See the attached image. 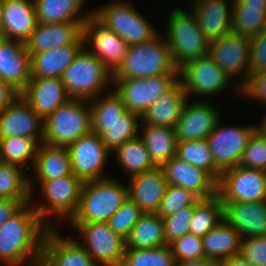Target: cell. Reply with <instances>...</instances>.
<instances>
[{"label":"cell","mask_w":266,"mask_h":266,"mask_svg":"<svg viewBox=\"0 0 266 266\" xmlns=\"http://www.w3.org/2000/svg\"><path fill=\"white\" fill-rule=\"evenodd\" d=\"M48 229L33 204H25L0 227V264L38 266Z\"/></svg>","instance_id":"1"},{"label":"cell","mask_w":266,"mask_h":266,"mask_svg":"<svg viewBox=\"0 0 266 266\" xmlns=\"http://www.w3.org/2000/svg\"><path fill=\"white\" fill-rule=\"evenodd\" d=\"M90 101L91 130L101 136L110 152L139 136L141 117L127 111L113 88Z\"/></svg>","instance_id":"2"},{"label":"cell","mask_w":266,"mask_h":266,"mask_svg":"<svg viewBox=\"0 0 266 266\" xmlns=\"http://www.w3.org/2000/svg\"><path fill=\"white\" fill-rule=\"evenodd\" d=\"M115 177L83 182L75 215L68 223L108 222L128 199V185Z\"/></svg>","instance_id":"3"},{"label":"cell","mask_w":266,"mask_h":266,"mask_svg":"<svg viewBox=\"0 0 266 266\" xmlns=\"http://www.w3.org/2000/svg\"><path fill=\"white\" fill-rule=\"evenodd\" d=\"M168 18L165 39L172 62L178 70L187 62L209 55L210 42L202 33L192 11L176 7Z\"/></svg>","instance_id":"4"},{"label":"cell","mask_w":266,"mask_h":266,"mask_svg":"<svg viewBox=\"0 0 266 266\" xmlns=\"http://www.w3.org/2000/svg\"><path fill=\"white\" fill-rule=\"evenodd\" d=\"M72 99L93 100L113 86V74L96 56L84 47L61 76ZM110 86V87H108Z\"/></svg>","instance_id":"5"},{"label":"cell","mask_w":266,"mask_h":266,"mask_svg":"<svg viewBox=\"0 0 266 266\" xmlns=\"http://www.w3.org/2000/svg\"><path fill=\"white\" fill-rule=\"evenodd\" d=\"M160 35L144 43L130 45L122 64L113 73V80L179 74L172 62L166 39Z\"/></svg>","instance_id":"6"},{"label":"cell","mask_w":266,"mask_h":266,"mask_svg":"<svg viewBox=\"0 0 266 266\" xmlns=\"http://www.w3.org/2000/svg\"><path fill=\"white\" fill-rule=\"evenodd\" d=\"M91 131L90 101L70 98L44 120L42 142L68 148Z\"/></svg>","instance_id":"7"},{"label":"cell","mask_w":266,"mask_h":266,"mask_svg":"<svg viewBox=\"0 0 266 266\" xmlns=\"http://www.w3.org/2000/svg\"><path fill=\"white\" fill-rule=\"evenodd\" d=\"M36 182H39L41 196L45 199L44 202L39 203L38 201H31L40 219L49 228L56 227L51 221L55 217L59 223L60 221H66L68 224L78 209L83 182L74 174ZM48 217H51V219H48Z\"/></svg>","instance_id":"8"},{"label":"cell","mask_w":266,"mask_h":266,"mask_svg":"<svg viewBox=\"0 0 266 266\" xmlns=\"http://www.w3.org/2000/svg\"><path fill=\"white\" fill-rule=\"evenodd\" d=\"M106 27L116 33L129 46L138 45L156 37L159 32L125 0H112L106 5L91 10Z\"/></svg>","instance_id":"9"},{"label":"cell","mask_w":266,"mask_h":266,"mask_svg":"<svg viewBox=\"0 0 266 266\" xmlns=\"http://www.w3.org/2000/svg\"><path fill=\"white\" fill-rule=\"evenodd\" d=\"M79 232L77 242L93 262L105 266H120L125 253V239L116 234L108 222L69 223ZM80 240V241H79Z\"/></svg>","instance_id":"10"},{"label":"cell","mask_w":266,"mask_h":266,"mask_svg":"<svg viewBox=\"0 0 266 266\" xmlns=\"http://www.w3.org/2000/svg\"><path fill=\"white\" fill-rule=\"evenodd\" d=\"M250 39L228 33L210 43L209 56L236 82V91L241 95V88L250 77Z\"/></svg>","instance_id":"11"},{"label":"cell","mask_w":266,"mask_h":266,"mask_svg":"<svg viewBox=\"0 0 266 266\" xmlns=\"http://www.w3.org/2000/svg\"><path fill=\"white\" fill-rule=\"evenodd\" d=\"M179 80V74H160L147 78L113 80V89L121 97L127 111L140 117L162 94Z\"/></svg>","instance_id":"12"},{"label":"cell","mask_w":266,"mask_h":266,"mask_svg":"<svg viewBox=\"0 0 266 266\" xmlns=\"http://www.w3.org/2000/svg\"><path fill=\"white\" fill-rule=\"evenodd\" d=\"M179 79L188 98L195 97L211 98L218 95L234 83L230 77L209 56L197 58L187 62L179 69ZM211 96V97H210Z\"/></svg>","instance_id":"13"},{"label":"cell","mask_w":266,"mask_h":266,"mask_svg":"<svg viewBox=\"0 0 266 266\" xmlns=\"http://www.w3.org/2000/svg\"><path fill=\"white\" fill-rule=\"evenodd\" d=\"M217 195L232 202L266 201V171L240 166L224 170L217 182Z\"/></svg>","instance_id":"14"},{"label":"cell","mask_w":266,"mask_h":266,"mask_svg":"<svg viewBox=\"0 0 266 266\" xmlns=\"http://www.w3.org/2000/svg\"><path fill=\"white\" fill-rule=\"evenodd\" d=\"M68 150L72 173L82 182L110 177L104 171V167L111 152L97 133L91 131L80 137L68 147Z\"/></svg>","instance_id":"15"},{"label":"cell","mask_w":266,"mask_h":266,"mask_svg":"<svg viewBox=\"0 0 266 266\" xmlns=\"http://www.w3.org/2000/svg\"><path fill=\"white\" fill-rule=\"evenodd\" d=\"M82 37L84 48L104 62L113 74L122 64L129 45L93 14L82 24Z\"/></svg>","instance_id":"16"},{"label":"cell","mask_w":266,"mask_h":266,"mask_svg":"<svg viewBox=\"0 0 266 266\" xmlns=\"http://www.w3.org/2000/svg\"><path fill=\"white\" fill-rule=\"evenodd\" d=\"M221 120L222 118L208 135L206 141L212 152L215 165L223 172L239 166L250 136L256 130V125L225 127L220 123Z\"/></svg>","instance_id":"17"},{"label":"cell","mask_w":266,"mask_h":266,"mask_svg":"<svg viewBox=\"0 0 266 266\" xmlns=\"http://www.w3.org/2000/svg\"><path fill=\"white\" fill-rule=\"evenodd\" d=\"M38 266H105L93 262L76 239L63 237L57 228H49L44 236Z\"/></svg>","instance_id":"18"},{"label":"cell","mask_w":266,"mask_h":266,"mask_svg":"<svg viewBox=\"0 0 266 266\" xmlns=\"http://www.w3.org/2000/svg\"><path fill=\"white\" fill-rule=\"evenodd\" d=\"M44 120L19 96L0 112V138L26 137L43 141Z\"/></svg>","instance_id":"19"},{"label":"cell","mask_w":266,"mask_h":266,"mask_svg":"<svg viewBox=\"0 0 266 266\" xmlns=\"http://www.w3.org/2000/svg\"><path fill=\"white\" fill-rule=\"evenodd\" d=\"M209 101L186 102L181 118L175 127L178 141L202 140L216 128L220 111Z\"/></svg>","instance_id":"20"},{"label":"cell","mask_w":266,"mask_h":266,"mask_svg":"<svg viewBox=\"0 0 266 266\" xmlns=\"http://www.w3.org/2000/svg\"><path fill=\"white\" fill-rule=\"evenodd\" d=\"M170 185L181 186L199 199H207L217 194V182L204 170L181 160L176 155L162 167Z\"/></svg>","instance_id":"21"},{"label":"cell","mask_w":266,"mask_h":266,"mask_svg":"<svg viewBox=\"0 0 266 266\" xmlns=\"http://www.w3.org/2000/svg\"><path fill=\"white\" fill-rule=\"evenodd\" d=\"M220 201L223 221L233 226L242 239L266 235V201Z\"/></svg>","instance_id":"22"},{"label":"cell","mask_w":266,"mask_h":266,"mask_svg":"<svg viewBox=\"0 0 266 266\" xmlns=\"http://www.w3.org/2000/svg\"><path fill=\"white\" fill-rule=\"evenodd\" d=\"M84 21L39 23L25 42L29 55L46 52L57 47L75 44L82 37Z\"/></svg>","instance_id":"23"},{"label":"cell","mask_w":266,"mask_h":266,"mask_svg":"<svg viewBox=\"0 0 266 266\" xmlns=\"http://www.w3.org/2000/svg\"><path fill=\"white\" fill-rule=\"evenodd\" d=\"M20 96L43 120L70 99L59 77L31 78Z\"/></svg>","instance_id":"24"},{"label":"cell","mask_w":266,"mask_h":266,"mask_svg":"<svg viewBox=\"0 0 266 266\" xmlns=\"http://www.w3.org/2000/svg\"><path fill=\"white\" fill-rule=\"evenodd\" d=\"M0 78L19 93L31 79L30 55L25 43L0 37Z\"/></svg>","instance_id":"25"},{"label":"cell","mask_w":266,"mask_h":266,"mask_svg":"<svg viewBox=\"0 0 266 266\" xmlns=\"http://www.w3.org/2000/svg\"><path fill=\"white\" fill-rule=\"evenodd\" d=\"M233 2L234 0H194L191 11L210 43L231 32Z\"/></svg>","instance_id":"26"},{"label":"cell","mask_w":266,"mask_h":266,"mask_svg":"<svg viewBox=\"0 0 266 266\" xmlns=\"http://www.w3.org/2000/svg\"><path fill=\"white\" fill-rule=\"evenodd\" d=\"M128 196L145 213H157L168 182L161 167L129 177Z\"/></svg>","instance_id":"27"},{"label":"cell","mask_w":266,"mask_h":266,"mask_svg":"<svg viewBox=\"0 0 266 266\" xmlns=\"http://www.w3.org/2000/svg\"><path fill=\"white\" fill-rule=\"evenodd\" d=\"M37 24L33 0H2V37L25 43Z\"/></svg>","instance_id":"28"},{"label":"cell","mask_w":266,"mask_h":266,"mask_svg":"<svg viewBox=\"0 0 266 266\" xmlns=\"http://www.w3.org/2000/svg\"><path fill=\"white\" fill-rule=\"evenodd\" d=\"M188 100L190 99L179 79L169 90L165 91L161 97L150 105L142 115L140 124L175 128Z\"/></svg>","instance_id":"29"},{"label":"cell","mask_w":266,"mask_h":266,"mask_svg":"<svg viewBox=\"0 0 266 266\" xmlns=\"http://www.w3.org/2000/svg\"><path fill=\"white\" fill-rule=\"evenodd\" d=\"M83 47V37H81L75 44L31 55V78H61L64 70Z\"/></svg>","instance_id":"30"},{"label":"cell","mask_w":266,"mask_h":266,"mask_svg":"<svg viewBox=\"0 0 266 266\" xmlns=\"http://www.w3.org/2000/svg\"><path fill=\"white\" fill-rule=\"evenodd\" d=\"M32 169V175H36L35 181H47L73 174L68 148L41 142Z\"/></svg>","instance_id":"31"},{"label":"cell","mask_w":266,"mask_h":266,"mask_svg":"<svg viewBox=\"0 0 266 266\" xmlns=\"http://www.w3.org/2000/svg\"><path fill=\"white\" fill-rule=\"evenodd\" d=\"M242 237L229 223L222 221L202 237L205 258L222 261L240 254Z\"/></svg>","instance_id":"32"},{"label":"cell","mask_w":266,"mask_h":266,"mask_svg":"<svg viewBox=\"0 0 266 266\" xmlns=\"http://www.w3.org/2000/svg\"><path fill=\"white\" fill-rule=\"evenodd\" d=\"M139 127H142L139 138L156 167H162L177 154L178 140L175 128L150 124H140Z\"/></svg>","instance_id":"33"},{"label":"cell","mask_w":266,"mask_h":266,"mask_svg":"<svg viewBox=\"0 0 266 266\" xmlns=\"http://www.w3.org/2000/svg\"><path fill=\"white\" fill-rule=\"evenodd\" d=\"M39 23L85 21L92 11L82 12L84 0H33Z\"/></svg>","instance_id":"34"},{"label":"cell","mask_w":266,"mask_h":266,"mask_svg":"<svg viewBox=\"0 0 266 266\" xmlns=\"http://www.w3.org/2000/svg\"><path fill=\"white\" fill-rule=\"evenodd\" d=\"M27 170L15 164L0 161V198L15 200L35 199V186Z\"/></svg>","instance_id":"35"},{"label":"cell","mask_w":266,"mask_h":266,"mask_svg":"<svg viewBox=\"0 0 266 266\" xmlns=\"http://www.w3.org/2000/svg\"><path fill=\"white\" fill-rule=\"evenodd\" d=\"M164 244L163 220L157 213H144L125 239V249H147Z\"/></svg>","instance_id":"36"},{"label":"cell","mask_w":266,"mask_h":266,"mask_svg":"<svg viewBox=\"0 0 266 266\" xmlns=\"http://www.w3.org/2000/svg\"><path fill=\"white\" fill-rule=\"evenodd\" d=\"M119 167L128 177L155 169L156 166L139 136L119 146L114 152Z\"/></svg>","instance_id":"37"},{"label":"cell","mask_w":266,"mask_h":266,"mask_svg":"<svg viewBox=\"0 0 266 266\" xmlns=\"http://www.w3.org/2000/svg\"><path fill=\"white\" fill-rule=\"evenodd\" d=\"M39 142L33 138L26 137H7L0 138V161L24 167L30 170L35 162Z\"/></svg>","instance_id":"38"},{"label":"cell","mask_w":266,"mask_h":266,"mask_svg":"<svg viewBox=\"0 0 266 266\" xmlns=\"http://www.w3.org/2000/svg\"><path fill=\"white\" fill-rule=\"evenodd\" d=\"M176 156L206 171L218 182L222 171L215 165L212 152L206 139L178 141Z\"/></svg>","instance_id":"39"},{"label":"cell","mask_w":266,"mask_h":266,"mask_svg":"<svg viewBox=\"0 0 266 266\" xmlns=\"http://www.w3.org/2000/svg\"><path fill=\"white\" fill-rule=\"evenodd\" d=\"M222 221V203L217 194L211 198L199 199L195 203L189 233L203 237Z\"/></svg>","instance_id":"40"},{"label":"cell","mask_w":266,"mask_h":266,"mask_svg":"<svg viewBox=\"0 0 266 266\" xmlns=\"http://www.w3.org/2000/svg\"><path fill=\"white\" fill-rule=\"evenodd\" d=\"M266 29V9L241 8L235 1L232 8L231 32L252 39Z\"/></svg>","instance_id":"41"},{"label":"cell","mask_w":266,"mask_h":266,"mask_svg":"<svg viewBox=\"0 0 266 266\" xmlns=\"http://www.w3.org/2000/svg\"><path fill=\"white\" fill-rule=\"evenodd\" d=\"M170 245L147 249H125L120 266H175Z\"/></svg>","instance_id":"42"},{"label":"cell","mask_w":266,"mask_h":266,"mask_svg":"<svg viewBox=\"0 0 266 266\" xmlns=\"http://www.w3.org/2000/svg\"><path fill=\"white\" fill-rule=\"evenodd\" d=\"M198 200L195 194L185 188L168 184L157 214L161 218L168 217L182 208L194 205Z\"/></svg>","instance_id":"43"},{"label":"cell","mask_w":266,"mask_h":266,"mask_svg":"<svg viewBox=\"0 0 266 266\" xmlns=\"http://www.w3.org/2000/svg\"><path fill=\"white\" fill-rule=\"evenodd\" d=\"M145 212L129 197L108 221L109 227L118 235L127 238L132 227Z\"/></svg>","instance_id":"44"},{"label":"cell","mask_w":266,"mask_h":266,"mask_svg":"<svg viewBox=\"0 0 266 266\" xmlns=\"http://www.w3.org/2000/svg\"><path fill=\"white\" fill-rule=\"evenodd\" d=\"M195 204L182 208L175 214L162 218L165 243L169 245L174 240L189 233L190 222L193 218Z\"/></svg>","instance_id":"45"},{"label":"cell","mask_w":266,"mask_h":266,"mask_svg":"<svg viewBox=\"0 0 266 266\" xmlns=\"http://www.w3.org/2000/svg\"><path fill=\"white\" fill-rule=\"evenodd\" d=\"M239 166L266 171V138L257 130L250 136Z\"/></svg>","instance_id":"46"},{"label":"cell","mask_w":266,"mask_h":266,"mask_svg":"<svg viewBox=\"0 0 266 266\" xmlns=\"http://www.w3.org/2000/svg\"><path fill=\"white\" fill-rule=\"evenodd\" d=\"M175 261L200 260L205 258L202 237L186 233L170 244Z\"/></svg>","instance_id":"47"},{"label":"cell","mask_w":266,"mask_h":266,"mask_svg":"<svg viewBox=\"0 0 266 266\" xmlns=\"http://www.w3.org/2000/svg\"><path fill=\"white\" fill-rule=\"evenodd\" d=\"M240 254L252 266H266V235L242 239Z\"/></svg>","instance_id":"48"},{"label":"cell","mask_w":266,"mask_h":266,"mask_svg":"<svg viewBox=\"0 0 266 266\" xmlns=\"http://www.w3.org/2000/svg\"><path fill=\"white\" fill-rule=\"evenodd\" d=\"M250 76L266 70V29L250 39Z\"/></svg>","instance_id":"49"},{"label":"cell","mask_w":266,"mask_h":266,"mask_svg":"<svg viewBox=\"0 0 266 266\" xmlns=\"http://www.w3.org/2000/svg\"><path fill=\"white\" fill-rule=\"evenodd\" d=\"M241 94V97L244 95L266 104V70L253 73L241 88Z\"/></svg>","instance_id":"50"},{"label":"cell","mask_w":266,"mask_h":266,"mask_svg":"<svg viewBox=\"0 0 266 266\" xmlns=\"http://www.w3.org/2000/svg\"><path fill=\"white\" fill-rule=\"evenodd\" d=\"M32 200H15L9 198H0V227L15 213H17L25 204Z\"/></svg>","instance_id":"51"},{"label":"cell","mask_w":266,"mask_h":266,"mask_svg":"<svg viewBox=\"0 0 266 266\" xmlns=\"http://www.w3.org/2000/svg\"><path fill=\"white\" fill-rule=\"evenodd\" d=\"M20 93L0 78V112L8 107Z\"/></svg>","instance_id":"52"},{"label":"cell","mask_w":266,"mask_h":266,"mask_svg":"<svg viewBox=\"0 0 266 266\" xmlns=\"http://www.w3.org/2000/svg\"><path fill=\"white\" fill-rule=\"evenodd\" d=\"M221 266H252L241 254L220 261Z\"/></svg>","instance_id":"53"},{"label":"cell","mask_w":266,"mask_h":266,"mask_svg":"<svg viewBox=\"0 0 266 266\" xmlns=\"http://www.w3.org/2000/svg\"><path fill=\"white\" fill-rule=\"evenodd\" d=\"M241 8L266 9V0H234Z\"/></svg>","instance_id":"54"},{"label":"cell","mask_w":266,"mask_h":266,"mask_svg":"<svg viewBox=\"0 0 266 266\" xmlns=\"http://www.w3.org/2000/svg\"><path fill=\"white\" fill-rule=\"evenodd\" d=\"M175 266H200V260L176 261Z\"/></svg>","instance_id":"55"},{"label":"cell","mask_w":266,"mask_h":266,"mask_svg":"<svg viewBox=\"0 0 266 266\" xmlns=\"http://www.w3.org/2000/svg\"><path fill=\"white\" fill-rule=\"evenodd\" d=\"M263 117L262 124L259 123V125L256 126V130L266 138V113Z\"/></svg>","instance_id":"56"},{"label":"cell","mask_w":266,"mask_h":266,"mask_svg":"<svg viewBox=\"0 0 266 266\" xmlns=\"http://www.w3.org/2000/svg\"><path fill=\"white\" fill-rule=\"evenodd\" d=\"M200 266H221L220 261H211L209 259H200Z\"/></svg>","instance_id":"57"},{"label":"cell","mask_w":266,"mask_h":266,"mask_svg":"<svg viewBox=\"0 0 266 266\" xmlns=\"http://www.w3.org/2000/svg\"><path fill=\"white\" fill-rule=\"evenodd\" d=\"M0 37H2V0H0Z\"/></svg>","instance_id":"58"}]
</instances>
